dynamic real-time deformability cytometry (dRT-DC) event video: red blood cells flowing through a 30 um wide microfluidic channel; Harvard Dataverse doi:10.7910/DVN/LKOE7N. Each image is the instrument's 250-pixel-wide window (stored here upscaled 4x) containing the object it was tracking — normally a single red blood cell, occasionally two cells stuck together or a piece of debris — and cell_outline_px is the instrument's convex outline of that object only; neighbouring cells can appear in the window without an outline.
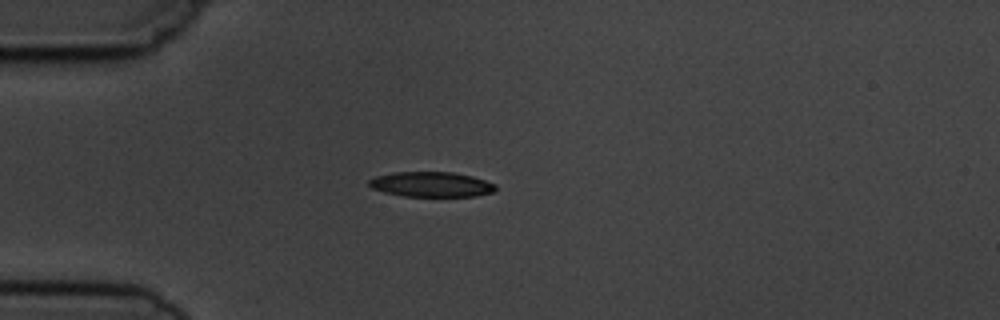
{"species": "common noctule bat (a hibernating species)", "species_latin": "Nyctalus noctula", "temperature_condition": "cold", "stored_images_in_passage": 6, "camera_frame_rate_fps": 3000, "um_per_image_px": 0.085, "animal": {"sex": "male", "body_mass_g": 19.5, "forearm_length_mm": 54.6}, "frame": {"image": 1, "passage_image": 2, "time_ms": 2.333, "image_size_px": [1000, 320], "cell_outline_px": [[496, 188], [492, 192], [476, 196], [404, 196], [384, 192], [372, 188], [368, 184], [368, 180], [376, 176], [392, 172], [452, 172], [472, 176], [496, 184]], "centroid_in_image_um": [36.64, 15.67], "position_along_channel_um": 48.4, "area_um2": 18.44}}
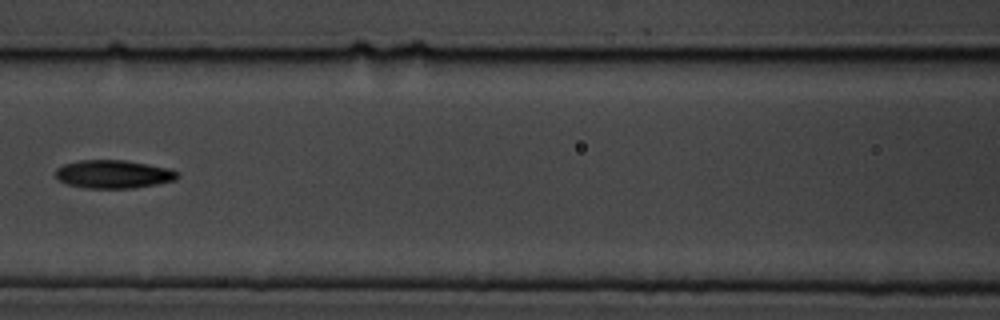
{"frame": {"image": 2, "passage_image": 5, "time_ms": 5.667, "image_size_px": [1000, 320], "cell_outline_px": [[180, 176], [176, 180], [156, 184], [132, 188], [84, 188], [68, 184], [56, 180], [56, 168], [64, 164], [80, 160], [124, 160], [148, 164], [168, 168], [180, 172]], "centroid_in_image_um": [9.65, 14.8], "position_along_channel_um": 157.0, "area_um2": 20.17}}
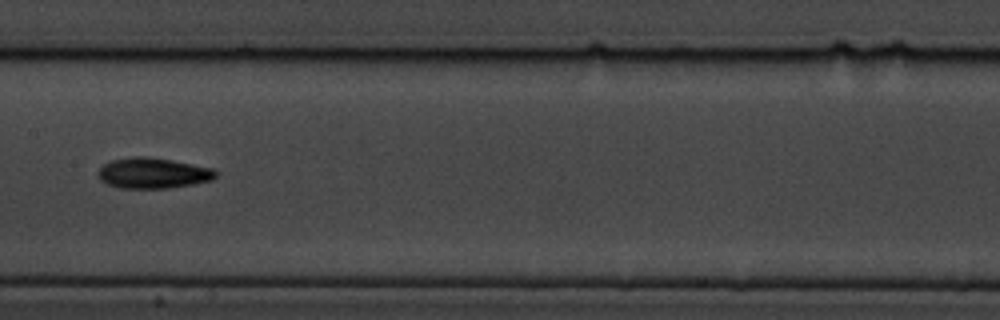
{"frame": {"image": 3, "passage_image": 6, "time_ms": 6.667, "image_size_px": [1000, 320], "cell_outline_px": [[220, 172], [212, 180], [192, 184], [168, 188], [120, 188], [108, 184], [100, 180], [100, 168], [104, 164], [112, 160], [136, 156], [144, 156], [172, 160], [212, 168]], "centroid_in_image_um": [13.04, 14.71], "position_along_channel_um": 194.4, "area_um2": 20.81}}